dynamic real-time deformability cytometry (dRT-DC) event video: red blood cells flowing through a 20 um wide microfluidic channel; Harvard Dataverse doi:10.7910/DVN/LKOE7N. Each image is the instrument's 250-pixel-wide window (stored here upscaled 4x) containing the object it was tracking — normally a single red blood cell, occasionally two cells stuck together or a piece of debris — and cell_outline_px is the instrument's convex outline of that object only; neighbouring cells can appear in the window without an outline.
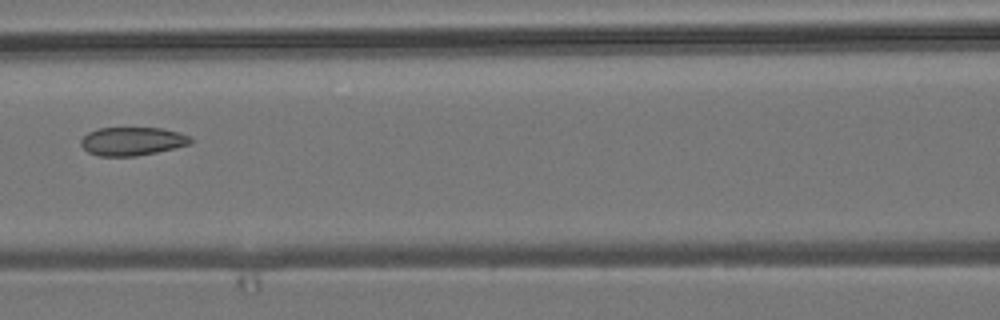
{"species": "common noctule bat (a hibernating species)", "species_latin": "Nyctalus noctula", "temperature_condition": "room temperature", "stored_images_in_passage": 6, "camera_frame_rate_fps": 3000, "um_per_image_px": 0.085, "animal": {"sex": "male", "body_mass_g": 19.2, "forearm_length_mm": 51.8}, "frame": {"image": 1, "passage_image": 6, "time_ms": 6.667, "image_size_px": [1000, 320], "cell_outline_px": [[192, 144], [176, 148], [136, 156], [100, 156], [88, 152], [80, 144], [80, 140], [88, 132], [100, 128], [164, 128], [188, 136], [192, 140]], "centroid_in_image_um": [11.24, 12.01], "position_along_channel_um": 155.4, "area_um2": 18.09}}